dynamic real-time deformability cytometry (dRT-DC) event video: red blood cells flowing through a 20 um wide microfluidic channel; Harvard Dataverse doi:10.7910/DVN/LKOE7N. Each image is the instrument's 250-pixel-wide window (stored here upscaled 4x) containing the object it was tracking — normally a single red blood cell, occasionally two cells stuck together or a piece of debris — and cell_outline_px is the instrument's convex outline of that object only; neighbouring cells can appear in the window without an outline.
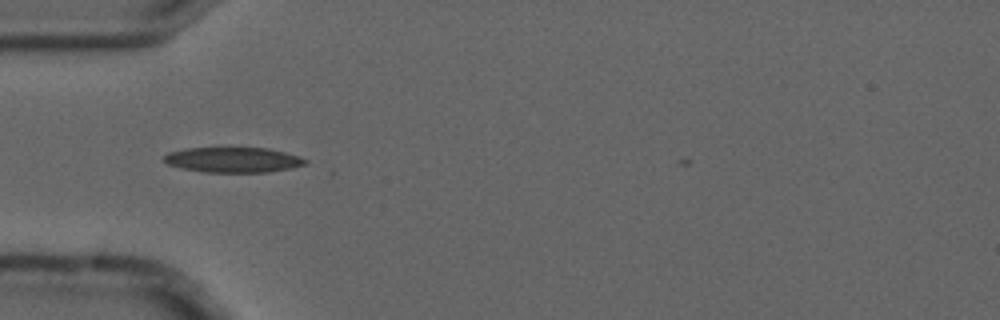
{"species": "common noctule bat (a hibernating species)", "species_latin": "Nyctalus noctula", "temperature_condition": "cold", "stored_images_in_passage": 9, "camera_frame_rate_fps": 3000, "um_per_image_px": 0.085, "animal": {"sex": "male", "forearm_length_mm": 52.5}, "frame": {"image": 1, "passage_image": 1, "time_ms": 0.0, "image_size_px": [1000, 320], "cell_outline_px": [[308, 164], [292, 168], [268, 172], [204, 172], [184, 168], [168, 164], [164, 160], [164, 156], [168, 152], [184, 148], [268, 148], [300, 156], [308, 160]], "centroid_in_image_um": [19.86, 13.58], "position_along_channel_um": 65.1, "area_um2": 20.75}}
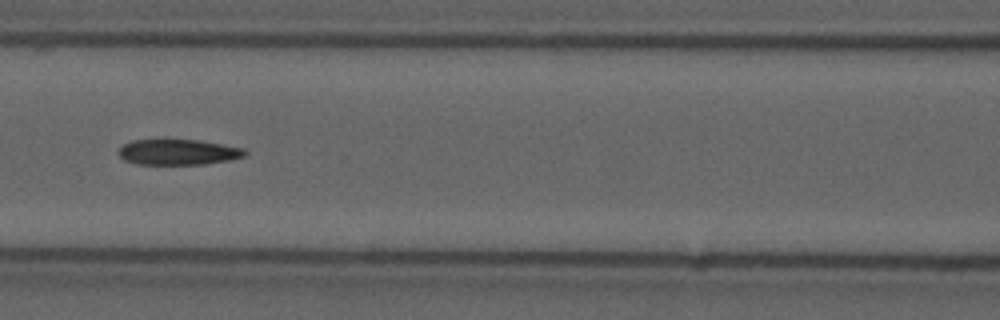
{"frame": {"image": 2, "passage_image": 3, "time_ms": 0.667, "image_size_px": [1000, 320], "cell_outline_px": [[248, 152], [244, 156], [228, 160], [204, 164], [136, 164], [124, 160], [120, 156], [120, 148], [124, 144], [132, 140], [200, 140], [244, 148]], "centroid_in_image_um": [15.16, 12.93], "position_along_channel_um": 151.4, "area_um2": 18.67}}
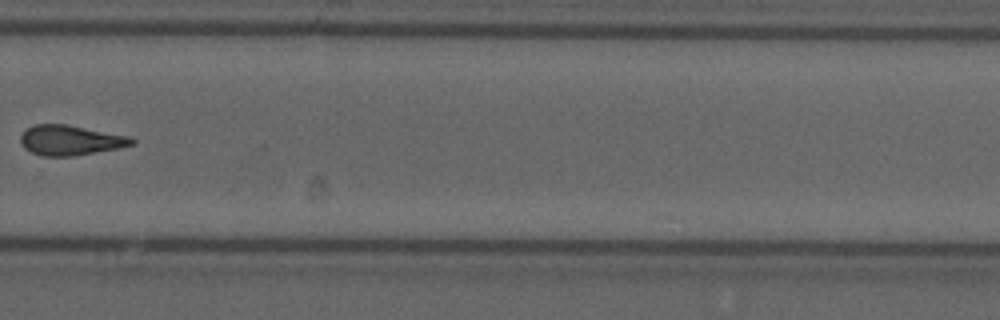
{"frame": {"image": 3, "passage_image": 7, "time_ms": 2.0, "image_size_px": [1000, 320], "cell_outline_px": [[136, 144], [120, 148], [72, 156], [40, 156], [24, 148], [20, 140], [20, 136], [32, 124], [68, 124], [128, 136], [136, 140]], "centroid_in_image_um": [5.99, 11.92], "position_along_channel_um": 323.8, "area_um2": 19.54}}